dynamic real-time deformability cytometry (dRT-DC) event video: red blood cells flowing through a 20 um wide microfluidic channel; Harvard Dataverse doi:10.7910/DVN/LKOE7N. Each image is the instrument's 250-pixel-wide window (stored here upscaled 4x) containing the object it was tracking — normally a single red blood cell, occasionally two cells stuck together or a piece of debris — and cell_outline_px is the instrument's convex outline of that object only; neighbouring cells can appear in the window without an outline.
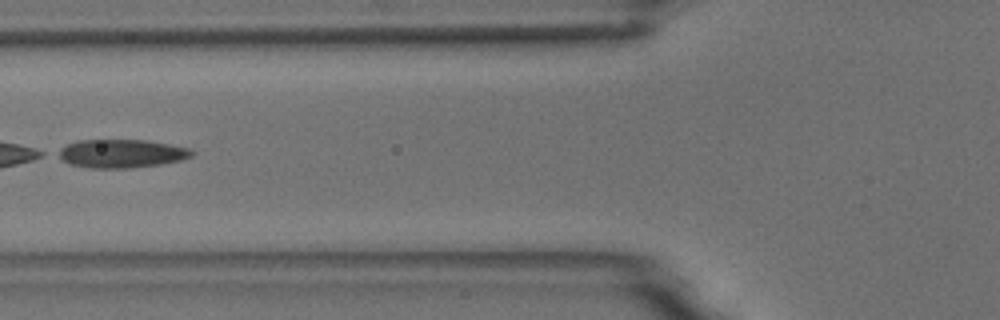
{"species": "common noctule bat (a hibernating species)", "species_latin": "Nyctalus noctula", "temperature_condition": "room temperature", "stored_images_in_passage": 7, "camera_frame_rate_fps": 3000, "um_per_image_px": 0.085, "animal": {"sex": "male", "body_mass_g": 18.8}, "frame": {"image": 1, "passage_image": 6, "time_ms": 6.0, "image_size_px": [1000, 320], "cell_outline_px": [[196, 152], [192, 156], [180, 160], [160, 164], [132, 168], [88, 168], [68, 164], [52, 156], [52, 152], [68, 144], [80, 140], [144, 140], [192, 148]], "centroid_in_image_um": [10.23, 13.06], "position_along_channel_um": 115.6, "area_um2": 22.6}}